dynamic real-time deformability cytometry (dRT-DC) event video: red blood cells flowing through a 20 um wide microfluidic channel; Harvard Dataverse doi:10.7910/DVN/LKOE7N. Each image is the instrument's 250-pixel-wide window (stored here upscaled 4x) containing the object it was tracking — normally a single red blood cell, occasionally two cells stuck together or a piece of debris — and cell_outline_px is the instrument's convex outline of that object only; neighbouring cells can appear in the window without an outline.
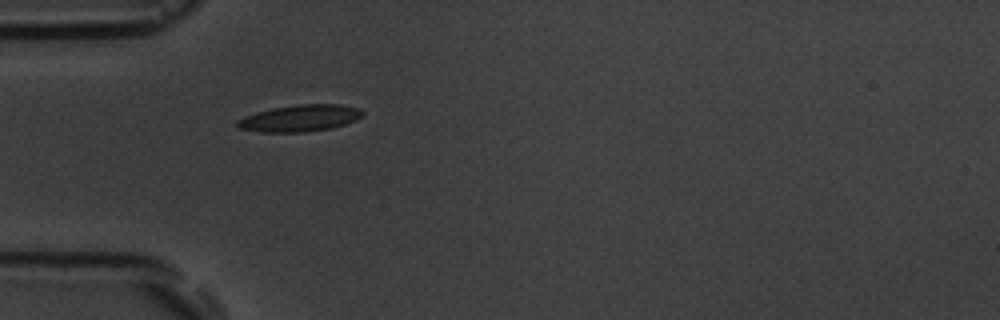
{"species": "common noctule bat (a hibernating species)", "species_latin": "Nyctalus noctula", "temperature_condition": "room temperature", "stored_images_in_passage": 7, "camera_frame_rate_fps": 3000, "um_per_image_px": 0.085, "animal": {"sex": "male", "body_mass_g": 19.5, "forearm_length_mm": 54.6}, "frame": {"image": 1, "passage_image": 5, "time_ms": 5.333, "image_size_px": [1000, 320], "cell_outline_px": [[364, 116], [356, 120], [332, 128], [304, 132], [264, 132], [240, 128], [236, 124], [236, 120], [244, 116], [256, 112], [272, 108], [300, 104], [340, 104], [356, 108], [364, 112]], "centroid_in_image_um": [25.5, 10.04], "position_along_channel_um": 59.5, "area_um2": 19.42}}
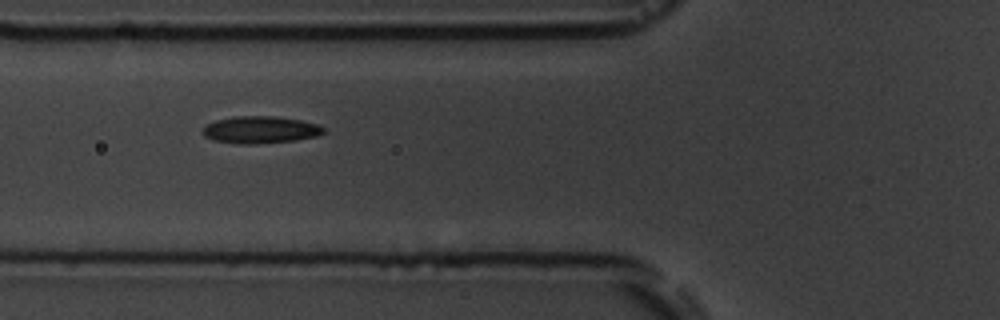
{"frame": {"image": 2, "passage_image": 6, "time_ms": 6.667, "image_size_px": [1000, 320], "cell_outline_px": [[324, 132], [316, 136], [296, 140], [256, 144], [240, 144], [212, 140], [204, 136], [200, 132], [208, 124], [216, 120], [236, 116], [276, 116], [300, 120], [316, 124], [324, 128]], "centroid_in_image_um": [22.1, 11.03], "position_along_channel_um": 103.7, "area_um2": 19.07}}
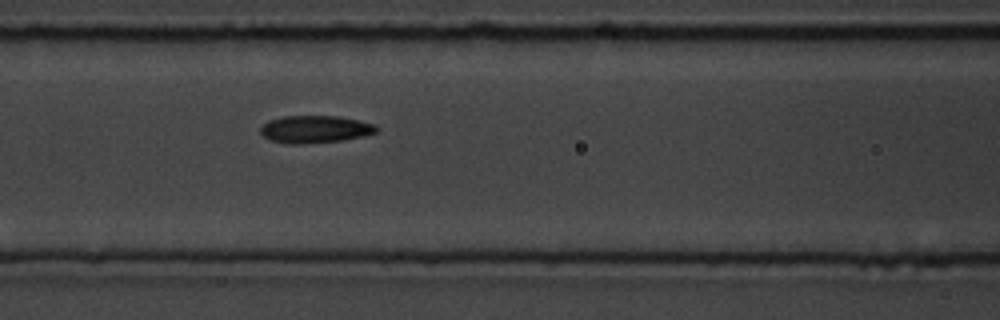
{"frame": {"image": 3, "passage_image": 7, "time_ms": 7.667, "image_size_px": [1000, 320], "cell_outline_px": [[376, 132], [364, 136], [344, 140], [300, 144], [288, 144], [272, 140], [264, 136], [260, 132], [260, 128], [268, 120], [284, 116], [336, 116], [360, 120], [376, 124]], "centroid_in_image_um": [26.79, 10.98], "position_along_channel_um": 139.8, "area_um2": 18.5}}